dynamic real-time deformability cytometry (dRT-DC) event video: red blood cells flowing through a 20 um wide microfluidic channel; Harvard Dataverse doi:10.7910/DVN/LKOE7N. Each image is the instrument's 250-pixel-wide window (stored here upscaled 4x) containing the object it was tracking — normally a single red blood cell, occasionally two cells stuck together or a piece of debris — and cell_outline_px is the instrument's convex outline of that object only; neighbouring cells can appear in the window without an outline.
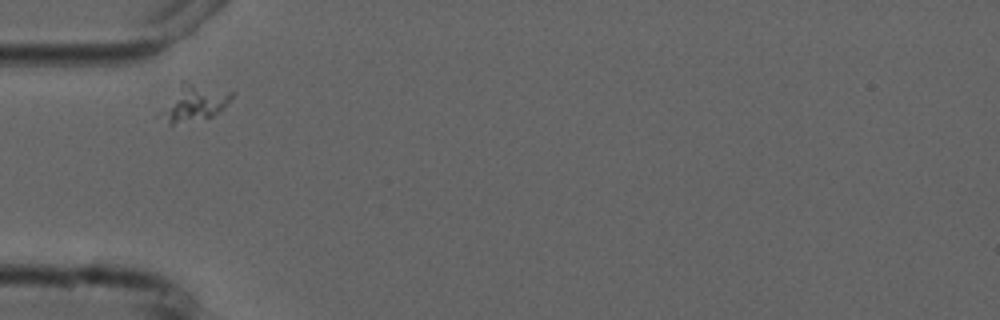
{"species": "common noctule bat (a hibernating species)", "species_latin": "Nyctalus noctula", "temperature_condition": "cold", "stored_images_in_passage": 4, "camera_frame_rate_fps": 3000, "um_per_image_px": 0.085, "animal": {"sex": "male", "forearm_length_mm": 52.5}, "frame": {"image": 1, "passage_image": 1, "time_ms": 0.0, "image_size_px": [1000, 320], "cell_outline_px": [[236, 92], [224, 108], [220, 112], [212, 116], [172, 124], [168, 124], [168, 112], [180, 80], [184, 80]], "centroid_in_image_um": [16.75, 8.66], "position_along_channel_um": 68.3, "area_um2": 13.76}}
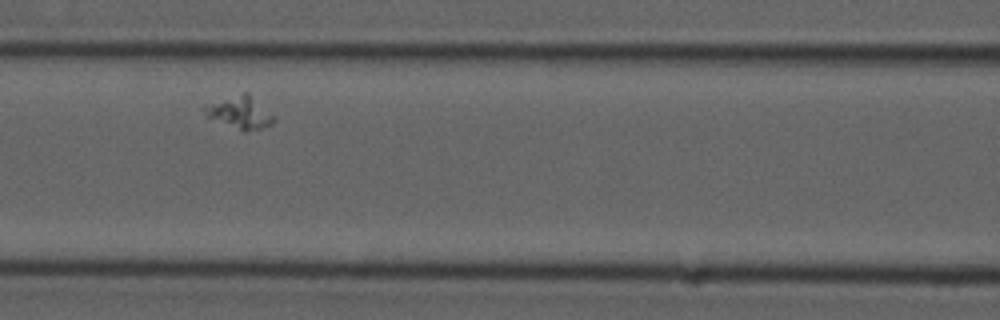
{"frame": {"image": 2, "passage_image": 3, "time_ms": 2.333, "image_size_px": [1000, 320], "cell_outline_px": [[276, 120], [272, 124], [260, 128], [244, 132], [208, 116], [200, 108], [244, 92], [248, 92], [276, 116]], "centroid_in_image_um": [20.48, 9.57], "position_along_channel_um": 146.1, "area_um2": 12.72}}
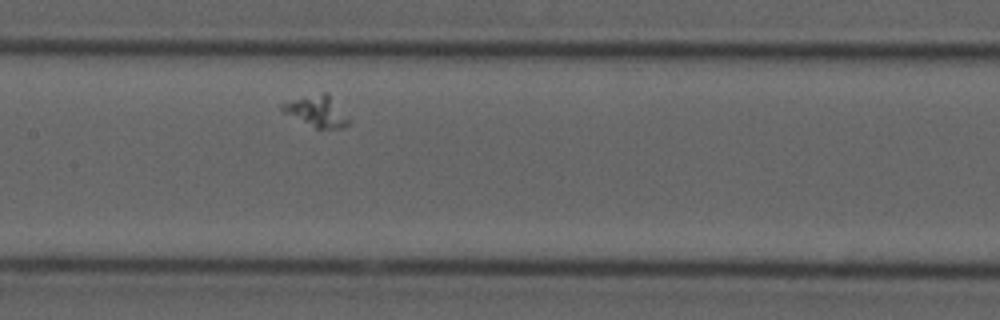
{"frame": {"image": 3, "passage_image": 4, "time_ms": 3.333, "image_size_px": [1000, 320], "cell_outline_px": [[352, 120], [344, 128], [316, 128], [284, 112], [280, 108], [280, 104], [324, 92], [328, 92]], "centroid_in_image_um": [27.02, 9.47], "position_along_channel_um": 180.4, "area_um2": 11.79}}